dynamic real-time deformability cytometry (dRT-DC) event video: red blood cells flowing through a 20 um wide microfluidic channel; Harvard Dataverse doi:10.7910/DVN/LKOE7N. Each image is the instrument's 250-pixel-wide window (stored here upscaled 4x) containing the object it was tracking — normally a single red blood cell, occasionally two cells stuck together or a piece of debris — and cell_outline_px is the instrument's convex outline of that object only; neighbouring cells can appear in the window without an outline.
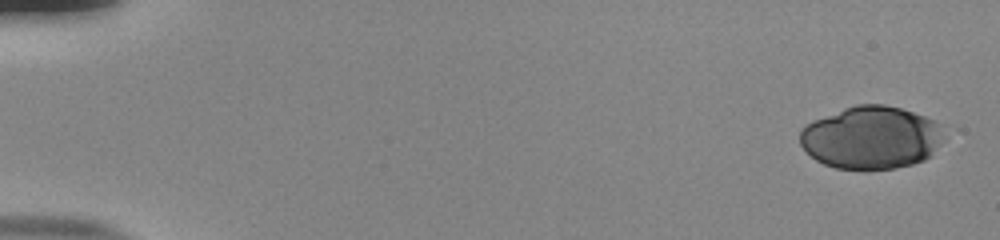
{"species": "human", "species_latin": "Homo sapiens", "temperature_condition": "room temperature", "stored_images_in_passage": 53, "camera_frame_rate_fps": 3000, "um_per_image_px": 0.085, "donor": {"sex": "male"}, "frame": {"image": 1, "passage_image": 1, "time_ms": 0.0, "image_size_px": [1000, 240], "cell_outline_px": [[960, 128], [932, 156], [924, 160], [912, 164], [896, 168], [836, 168], [824, 164], [816, 160], [800, 144], [800, 128], [804, 124], [812, 120], [844, 108], [856, 104], [884, 104], [900, 108]], "centroid_in_image_um": [74.27, 11.66], "position_along_channel_um": 10.7, "area_um2": 54.56}}
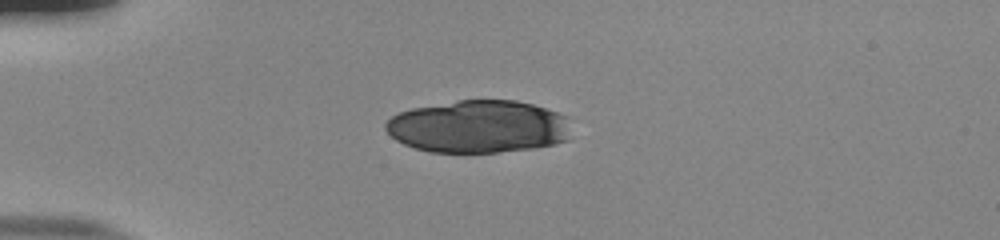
{"frame": {"image": 2, "passage_image": 14, "time_ms": 4.333, "image_size_px": [1000, 240], "cell_outline_px": [[568, 140], [556, 144], [532, 148], [496, 152], [432, 152], [416, 148], [404, 144], [396, 140], [384, 128], [384, 124], [392, 116], [400, 112], [412, 108], [456, 100], [516, 100], [532, 104], [568, 116]], "centroid_in_image_um": [40.66, 10.75], "position_along_channel_um": 44.3, "area_um2": 56.88}}